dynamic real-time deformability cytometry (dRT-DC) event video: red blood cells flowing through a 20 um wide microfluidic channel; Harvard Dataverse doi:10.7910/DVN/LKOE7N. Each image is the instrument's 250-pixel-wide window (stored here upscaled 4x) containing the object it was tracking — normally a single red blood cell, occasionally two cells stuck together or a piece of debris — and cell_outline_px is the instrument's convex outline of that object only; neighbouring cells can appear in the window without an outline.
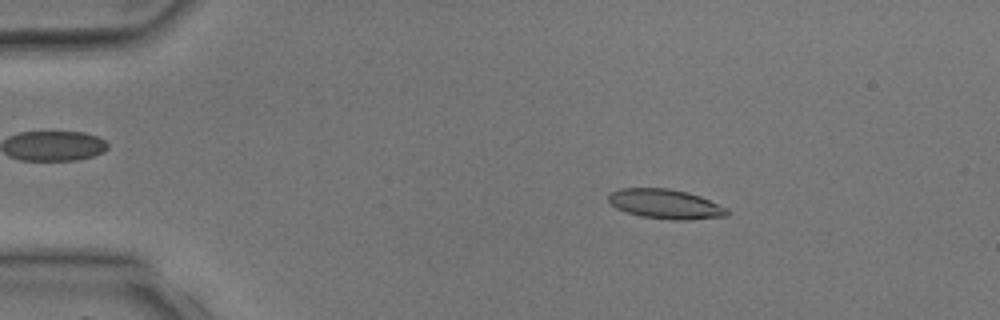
{"species": "common noctule bat (a hibernating species)", "species_latin": "Nyctalus noctula", "temperature_condition": "room temperature", "stored_images_in_passage": 4, "camera_frame_rate_fps": 3000, "um_per_image_px": 0.085, "animal": {"sex": "male", "body_mass_g": 17.9, "forearm_length_mm": 54.2}, "frame": {"image": 1, "passage_image": 3, "time_ms": 2.0, "image_size_px": [1000, 320], "cell_outline_px": [[728, 216], [688, 220], [672, 220], [640, 216], [616, 208], [608, 200], [608, 196], [612, 192], [620, 188], [668, 188], [688, 192], [700, 196], [728, 208]], "centroid_in_image_um": [56.59, 17.34], "position_along_channel_um": 28.4, "area_um2": 20.46}}